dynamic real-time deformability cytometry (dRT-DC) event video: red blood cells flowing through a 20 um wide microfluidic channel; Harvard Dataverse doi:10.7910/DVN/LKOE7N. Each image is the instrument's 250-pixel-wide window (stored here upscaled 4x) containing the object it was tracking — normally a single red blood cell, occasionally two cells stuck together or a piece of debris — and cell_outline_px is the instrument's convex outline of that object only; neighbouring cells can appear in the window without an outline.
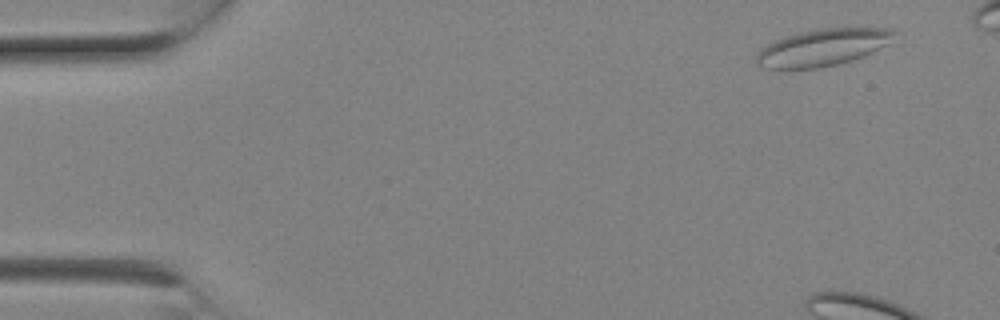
{"species": "Egyptian fruit bat (a non-hibernating species)", "species_latin": "Rousettus aegyptiacus", "temperature_condition": "room temperature", "stored_images_in_passage": 10, "camera_frame_rate_fps": 3000, "um_per_image_px": 0.085, "animal": {"sex": "female"}, "frame": {"image": 1, "passage_image": 2, "time_ms": 0.333, "image_size_px": [1000, 320], "cell_outline_px": [[896, 32], [888, 44], [872, 52], [836, 64], [820, 68], [784, 72], [764, 68], [756, 64], [756, 56], [768, 44], [776, 40], [800, 32], [824, 28], [892, 28]], "centroid_in_image_um": [69.86, 4.08], "position_along_channel_um": 15.1, "area_um2": 29.77}}